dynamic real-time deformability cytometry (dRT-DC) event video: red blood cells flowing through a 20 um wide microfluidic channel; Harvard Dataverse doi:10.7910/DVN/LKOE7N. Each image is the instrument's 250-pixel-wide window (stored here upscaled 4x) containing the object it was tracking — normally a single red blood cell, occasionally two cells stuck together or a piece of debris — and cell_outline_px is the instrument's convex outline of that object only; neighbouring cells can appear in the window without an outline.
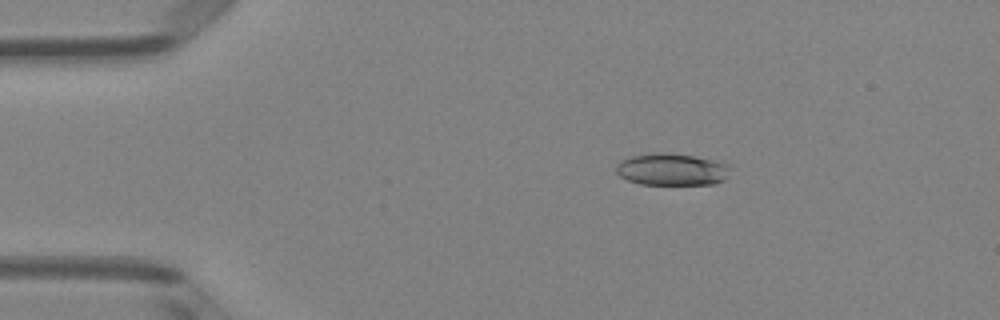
{"species": "Egyptian fruit bat (a non-hibernating species)", "species_latin": "Rousettus aegyptiacus", "temperature_condition": "room temperature", "stored_images_in_passage": 50, "camera_frame_rate_fps": 3000, "um_per_image_px": 0.085, "animal": {"sex": "female"}, "frame": {"image": 1, "passage_image": 9, "time_ms": 2.667, "image_size_px": [1000, 320], "cell_outline_px": [[732, 164], [724, 180], [712, 184], [640, 184], [628, 180], [620, 176], [616, 172], [616, 164], [620, 160], [632, 156], [652, 152], [664, 152], [692, 156]], "centroid_in_image_um": [57.08, 14.39], "position_along_channel_um": 27.9, "area_um2": 21.33}}
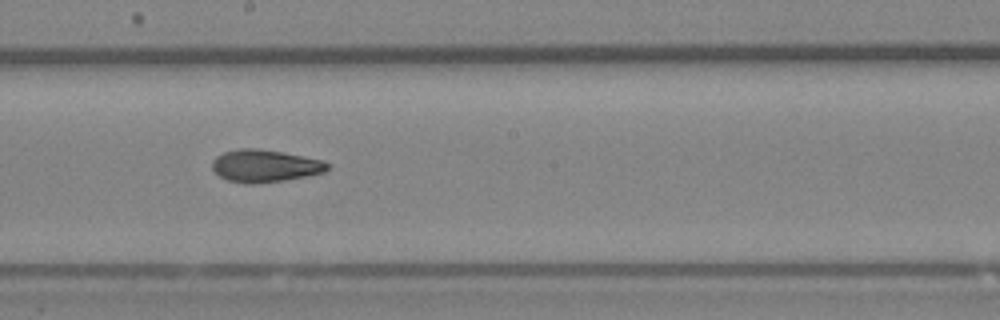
{"frame": {"image": 2, "passage_image": 28, "time_ms": 9.0, "image_size_px": [1000, 320], "cell_outline_px": [[332, 164], [324, 172], [308, 176], [284, 180], [252, 184], [244, 184], [228, 180], [220, 176], [212, 168], [212, 160], [216, 156], [224, 152], [240, 148], [256, 148], [280, 152], [324, 160]], "centroid_in_image_um": [22.53, 14.1], "position_along_channel_um": 225.7, "area_um2": 21.79}}
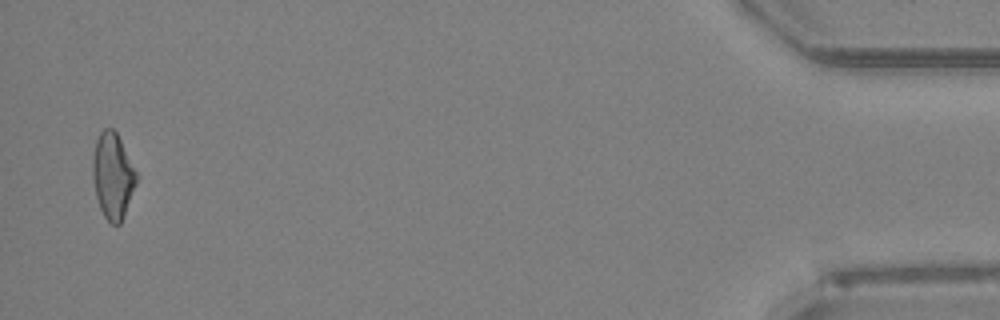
{"frame": {"image": 3, "passage_image": 49, "time_ms": 16.0, "image_size_px": [1000, 320], "cell_outline_px": [[140, 176], [124, 216], [120, 224], [112, 224], [104, 216], [100, 208], [96, 196], [92, 176], [92, 156], [96, 140], [100, 132], [104, 128], [112, 128], [116, 132]], "centroid_in_image_um": [9.6, 14.94], "position_along_channel_um": 425.6, "area_um2": 22.2}, "authors_computed_cell_mechanics": {"area_um2": 21.7617, "velocity_mm_per_s": 4.0812, "shape_relaxation_time_tau1_ms": 9.025, "shape_relaxation_time_tau2_ms": 3.6378, "deformation_change_tau1": 0.2089, "deformation_change_tau2": 0.1105}}